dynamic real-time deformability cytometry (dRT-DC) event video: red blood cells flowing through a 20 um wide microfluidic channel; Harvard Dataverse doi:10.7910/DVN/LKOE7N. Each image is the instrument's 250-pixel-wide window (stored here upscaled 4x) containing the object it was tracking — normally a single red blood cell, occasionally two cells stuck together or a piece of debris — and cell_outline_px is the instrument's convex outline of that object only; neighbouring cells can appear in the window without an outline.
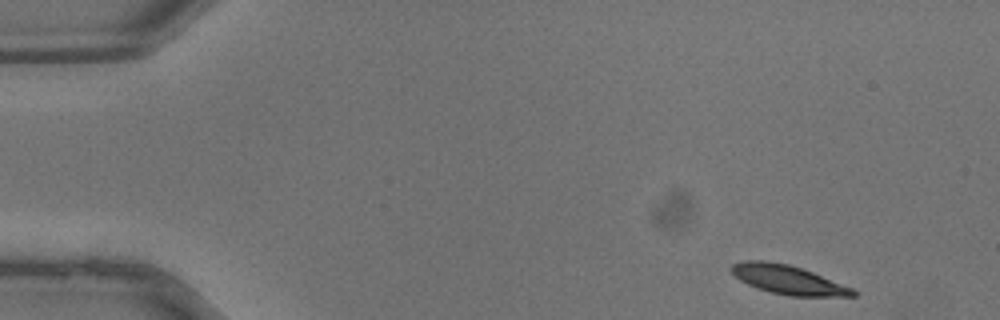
{"species": "common noctule bat (a hibernating species)", "species_latin": "Nyctalus noctula", "temperature_condition": "warm", "stored_images_in_passage": 35, "camera_frame_rate_fps": 3000, "um_per_image_px": 0.085, "animal": {"sex": "male", "body_mass_g": 13.3}, "frame": {"image": 1, "passage_image": 1, "time_ms": 0.0, "image_size_px": [1000, 320], "cell_outline_px": [[856, 296], [788, 296], [756, 288], [740, 280], [728, 268], [732, 264], [744, 260], [764, 260], [788, 264], [812, 272], [852, 288], [856, 292]], "centroid_in_image_um": [66.93, 23.77], "position_along_channel_um": 18.1, "area_um2": 20.35}}
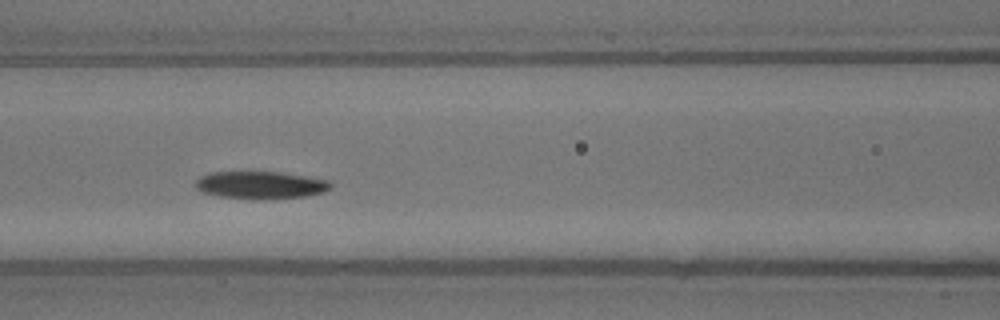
{"frame": {"image": 2, "passage_image": 14, "time_ms": 4.333, "image_size_px": [1000, 320], "cell_outline_px": [[332, 188], [324, 192], [304, 196], [268, 200], [260, 200], [220, 196], [200, 192], [196, 188], [196, 180], [200, 176], [212, 172], [280, 172], [332, 180]], "centroid_in_image_um": [22.19, 15.73], "position_along_channel_um": 144.4, "area_um2": 21.96}}
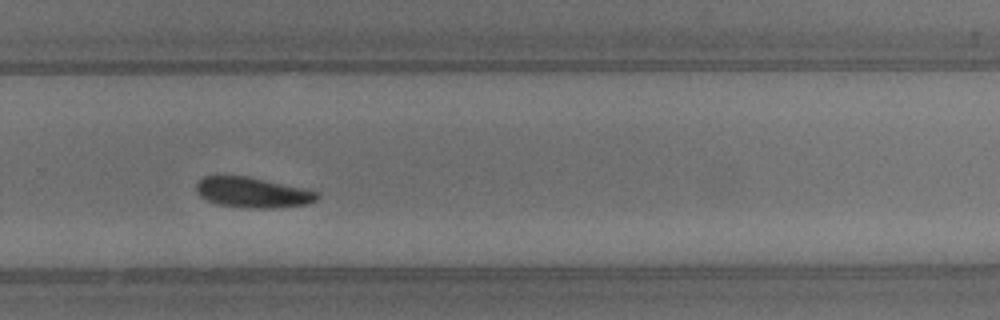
{"frame": {"image": 3, "passage_image": 23, "time_ms": 7.333, "image_size_px": [1000, 320], "cell_outline_px": [[320, 196], [316, 200], [308, 204], [276, 208], [244, 208], [220, 204], [208, 200], [200, 196], [196, 192], [196, 184], [204, 176], [216, 172], [248, 176], [304, 188], [320, 192]], "centroid_in_image_um": [21.44, 16.32], "position_along_channel_um": 308.4, "area_um2": 22.08}}